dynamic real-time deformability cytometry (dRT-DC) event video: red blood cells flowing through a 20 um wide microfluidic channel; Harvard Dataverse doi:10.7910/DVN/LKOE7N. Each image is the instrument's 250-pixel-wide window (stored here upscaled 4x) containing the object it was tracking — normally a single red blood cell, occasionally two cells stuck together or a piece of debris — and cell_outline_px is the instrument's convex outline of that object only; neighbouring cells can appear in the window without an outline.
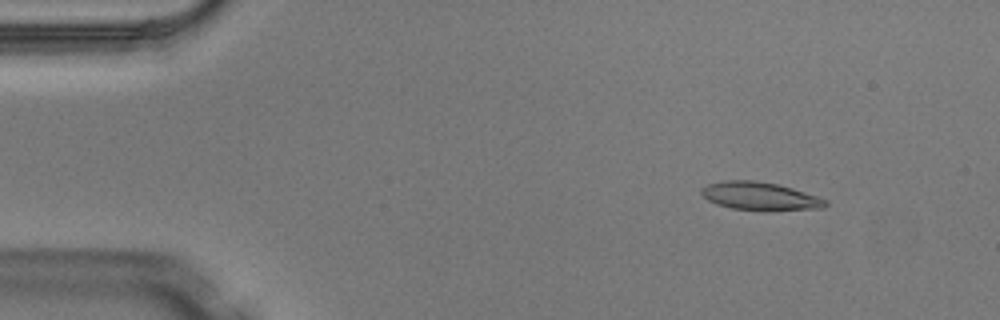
{"species": "Egyptian fruit bat (a non-hibernating species)", "species_latin": "Rousettus aegyptiacus", "temperature_condition": "warm", "stored_images_in_passage": 4, "camera_frame_rate_fps": 3000, "um_per_image_px": 0.085, "animal": {"sex": "male"}, "frame": {"image": 1, "passage_image": 2, "time_ms": 0.333, "image_size_px": [1000, 320], "cell_outline_px": [[828, 204], [824, 208], [768, 212], [732, 208], [716, 204], [708, 200], [700, 192], [700, 188], [708, 184], [724, 180], [752, 180], [776, 184], [792, 188], [828, 200]], "centroid_in_image_um": [64.61, 16.7], "position_along_channel_um": 20.4, "area_um2": 20.63}}